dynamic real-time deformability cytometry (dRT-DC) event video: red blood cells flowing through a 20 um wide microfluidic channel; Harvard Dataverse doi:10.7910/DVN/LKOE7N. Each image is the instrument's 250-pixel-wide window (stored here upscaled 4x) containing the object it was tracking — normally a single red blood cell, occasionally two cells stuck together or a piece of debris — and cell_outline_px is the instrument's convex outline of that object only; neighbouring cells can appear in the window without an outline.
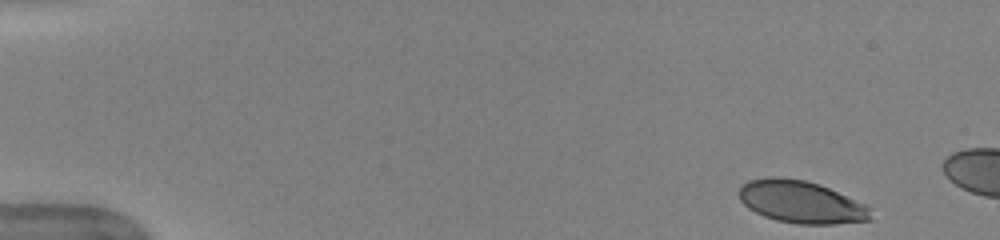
{"species": "human", "species_latin": "Homo sapiens", "temperature_condition": "warm", "stored_images_in_passage": 11, "camera_frame_rate_fps": 3000, "um_per_image_px": 0.085, "donor": {"sex": "female"}, "frame": {"image": 1, "passage_image": 1, "time_ms": 0.0, "image_size_px": [1000, 240], "cell_outline_px": [[872, 220], [836, 224], [796, 224], [776, 220], [764, 216], [748, 208], [740, 200], [736, 192], [748, 180], [768, 176], [780, 176], [804, 180], [828, 188], [864, 204], [872, 208]], "centroid_in_image_um": [68.07, 17.17], "position_along_channel_um": 16.9, "area_um2": 32.66}}